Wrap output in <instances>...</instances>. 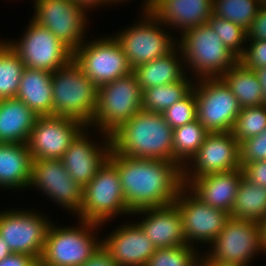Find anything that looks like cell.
Returning <instances> with one entry per match:
<instances>
[{
    "instance_id": "6da1fadb",
    "label": "cell",
    "mask_w": 266,
    "mask_h": 266,
    "mask_svg": "<svg viewBox=\"0 0 266 266\" xmlns=\"http://www.w3.org/2000/svg\"><path fill=\"white\" fill-rule=\"evenodd\" d=\"M117 169L122 191L131 212L174 203L183 184V168L173 161L109 154Z\"/></svg>"
},
{
    "instance_id": "7a4b0ae2",
    "label": "cell",
    "mask_w": 266,
    "mask_h": 266,
    "mask_svg": "<svg viewBox=\"0 0 266 266\" xmlns=\"http://www.w3.org/2000/svg\"><path fill=\"white\" fill-rule=\"evenodd\" d=\"M110 140L114 153L173 161V129L162 113L139 111L112 132Z\"/></svg>"
},
{
    "instance_id": "3957f363",
    "label": "cell",
    "mask_w": 266,
    "mask_h": 266,
    "mask_svg": "<svg viewBox=\"0 0 266 266\" xmlns=\"http://www.w3.org/2000/svg\"><path fill=\"white\" fill-rule=\"evenodd\" d=\"M181 34L177 47L184 66L187 70L190 67L196 79L220 78L238 62V57L224 46L208 24L189 28Z\"/></svg>"
},
{
    "instance_id": "277c9868",
    "label": "cell",
    "mask_w": 266,
    "mask_h": 266,
    "mask_svg": "<svg viewBox=\"0 0 266 266\" xmlns=\"http://www.w3.org/2000/svg\"><path fill=\"white\" fill-rule=\"evenodd\" d=\"M53 116L91 124L97 107V87L72 60L52 73Z\"/></svg>"
},
{
    "instance_id": "5b68a950",
    "label": "cell",
    "mask_w": 266,
    "mask_h": 266,
    "mask_svg": "<svg viewBox=\"0 0 266 266\" xmlns=\"http://www.w3.org/2000/svg\"><path fill=\"white\" fill-rule=\"evenodd\" d=\"M143 90L133 72L97 88V107L89 128L110 135L142 110Z\"/></svg>"
},
{
    "instance_id": "8992f818",
    "label": "cell",
    "mask_w": 266,
    "mask_h": 266,
    "mask_svg": "<svg viewBox=\"0 0 266 266\" xmlns=\"http://www.w3.org/2000/svg\"><path fill=\"white\" fill-rule=\"evenodd\" d=\"M75 228L51 223L39 261L49 266H81L102 244L96 232L101 224L80 220ZM82 224V225H81ZM94 234V235H93Z\"/></svg>"
},
{
    "instance_id": "52a82bcc",
    "label": "cell",
    "mask_w": 266,
    "mask_h": 266,
    "mask_svg": "<svg viewBox=\"0 0 266 266\" xmlns=\"http://www.w3.org/2000/svg\"><path fill=\"white\" fill-rule=\"evenodd\" d=\"M131 215L125 201L117 169L107 160L96 176L83 188L79 220L109 223L114 216Z\"/></svg>"
},
{
    "instance_id": "ba28073f",
    "label": "cell",
    "mask_w": 266,
    "mask_h": 266,
    "mask_svg": "<svg viewBox=\"0 0 266 266\" xmlns=\"http://www.w3.org/2000/svg\"><path fill=\"white\" fill-rule=\"evenodd\" d=\"M143 12L140 22L115 34L129 65L133 68L164 57L177 47L171 32L163 30L164 24L150 11Z\"/></svg>"
},
{
    "instance_id": "9c48e42d",
    "label": "cell",
    "mask_w": 266,
    "mask_h": 266,
    "mask_svg": "<svg viewBox=\"0 0 266 266\" xmlns=\"http://www.w3.org/2000/svg\"><path fill=\"white\" fill-rule=\"evenodd\" d=\"M103 37L85 41L73 52L74 62L83 73L96 85L104 84L132 72L128 59L119 42L113 37Z\"/></svg>"
},
{
    "instance_id": "30bf717a",
    "label": "cell",
    "mask_w": 266,
    "mask_h": 266,
    "mask_svg": "<svg viewBox=\"0 0 266 266\" xmlns=\"http://www.w3.org/2000/svg\"><path fill=\"white\" fill-rule=\"evenodd\" d=\"M194 81L197 120L209 133L231 132L241 109L235 95L220 78Z\"/></svg>"
},
{
    "instance_id": "8fae6325",
    "label": "cell",
    "mask_w": 266,
    "mask_h": 266,
    "mask_svg": "<svg viewBox=\"0 0 266 266\" xmlns=\"http://www.w3.org/2000/svg\"><path fill=\"white\" fill-rule=\"evenodd\" d=\"M20 41H7L26 68L55 72L73 60V51L47 28L29 21Z\"/></svg>"
},
{
    "instance_id": "7c38bea8",
    "label": "cell",
    "mask_w": 266,
    "mask_h": 266,
    "mask_svg": "<svg viewBox=\"0 0 266 266\" xmlns=\"http://www.w3.org/2000/svg\"><path fill=\"white\" fill-rule=\"evenodd\" d=\"M205 256L219 264L248 266L261 249L260 223L230 217ZM258 253V254H256Z\"/></svg>"
},
{
    "instance_id": "4fadbf2b",
    "label": "cell",
    "mask_w": 266,
    "mask_h": 266,
    "mask_svg": "<svg viewBox=\"0 0 266 266\" xmlns=\"http://www.w3.org/2000/svg\"><path fill=\"white\" fill-rule=\"evenodd\" d=\"M34 7L31 19L47 28L73 52L85 42L88 10L75 0H35Z\"/></svg>"
},
{
    "instance_id": "5bb4252c",
    "label": "cell",
    "mask_w": 266,
    "mask_h": 266,
    "mask_svg": "<svg viewBox=\"0 0 266 266\" xmlns=\"http://www.w3.org/2000/svg\"><path fill=\"white\" fill-rule=\"evenodd\" d=\"M44 216L28 209L0 212V236L12 253L27 254L39 261L52 223Z\"/></svg>"
},
{
    "instance_id": "9a60e30c",
    "label": "cell",
    "mask_w": 266,
    "mask_h": 266,
    "mask_svg": "<svg viewBox=\"0 0 266 266\" xmlns=\"http://www.w3.org/2000/svg\"><path fill=\"white\" fill-rule=\"evenodd\" d=\"M174 203L181 215L185 240L191 246H196V242L210 244L231 217L230 213L199 200L185 185Z\"/></svg>"
},
{
    "instance_id": "2e32d148",
    "label": "cell",
    "mask_w": 266,
    "mask_h": 266,
    "mask_svg": "<svg viewBox=\"0 0 266 266\" xmlns=\"http://www.w3.org/2000/svg\"><path fill=\"white\" fill-rule=\"evenodd\" d=\"M190 160L188 163L193 164L190 163V166L186 164L187 166L183 167L185 186L199 176L240 169L239 142L231 132L208 133L203 144ZM191 166L193 169L190 168Z\"/></svg>"
},
{
    "instance_id": "e0dca14e",
    "label": "cell",
    "mask_w": 266,
    "mask_h": 266,
    "mask_svg": "<svg viewBox=\"0 0 266 266\" xmlns=\"http://www.w3.org/2000/svg\"><path fill=\"white\" fill-rule=\"evenodd\" d=\"M80 120L60 116H39L26 143L32 160H61L75 137L85 128Z\"/></svg>"
},
{
    "instance_id": "ac0fdd59",
    "label": "cell",
    "mask_w": 266,
    "mask_h": 266,
    "mask_svg": "<svg viewBox=\"0 0 266 266\" xmlns=\"http://www.w3.org/2000/svg\"><path fill=\"white\" fill-rule=\"evenodd\" d=\"M36 187L52 201L60 204L75 215L80 212L83 200V187L68 174L62 160H32L31 179L28 187Z\"/></svg>"
},
{
    "instance_id": "d6986e66",
    "label": "cell",
    "mask_w": 266,
    "mask_h": 266,
    "mask_svg": "<svg viewBox=\"0 0 266 266\" xmlns=\"http://www.w3.org/2000/svg\"><path fill=\"white\" fill-rule=\"evenodd\" d=\"M88 128L75 137L61 159L70 177L83 188L96 176L111 152L110 135H105L103 146L100 142L98 145L88 138Z\"/></svg>"
},
{
    "instance_id": "ffe728a7",
    "label": "cell",
    "mask_w": 266,
    "mask_h": 266,
    "mask_svg": "<svg viewBox=\"0 0 266 266\" xmlns=\"http://www.w3.org/2000/svg\"><path fill=\"white\" fill-rule=\"evenodd\" d=\"M116 229L102 240V246L118 266H145L157 248L141 227L133 221Z\"/></svg>"
},
{
    "instance_id": "44dd1931",
    "label": "cell",
    "mask_w": 266,
    "mask_h": 266,
    "mask_svg": "<svg viewBox=\"0 0 266 266\" xmlns=\"http://www.w3.org/2000/svg\"><path fill=\"white\" fill-rule=\"evenodd\" d=\"M136 214L143 215V219L137 224L157 249L188 245L181 215L175 203L137 210L131 215Z\"/></svg>"
},
{
    "instance_id": "7402d4cb",
    "label": "cell",
    "mask_w": 266,
    "mask_h": 266,
    "mask_svg": "<svg viewBox=\"0 0 266 266\" xmlns=\"http://www.w3.org/2000/svg\"><path fill=\"white\" fill-rule=\"evenodd\" d=\"M243 177L241 168L211 173L191 180L186 187L202 202L231 213Z\"/></svg>"
},
{
    "instance_id": "603a6c76",
    "label": "cell",
    "mask_w": 266,
    "mask_h": 266,
    "mask_svg": "<svg viewBox=\"0 0 266 266\" xmlns=\"http://www.w3.org/2000/svg\"><path fill=\"white\" fill-rule=\"evenodd\" d=\"M149 11L171 29L182 33L207 24L213 14V0H154Z\"/></svg>"
},
{
    "instance_id": "cb8c5ba5",
    "label": "cell",
    "mask_w": 266,
    "mask_h": 266,
    "mask_svg": "<svg viewBox=\"0 0 266 266\" xmlns=\"http://www.w3.org/2000/svg\"><path fill=\"white\" fill-rule=\"evenodd\" d=\"M38 117L17 98L0 100V143L26 144Z\"/></svg>"
},
{
    "instance_id": "d4e9b609",
    "label": "cell",
    "mask_w": 266,
    "mask_h": 266,
    "mask_svg": "<svg viewBox=\"0 0 266 266\" xmlns=\"http://www.w3.org/2000/svg\"><path fill=\"white\" fill-rule=\"evenodd\" d=\"M52 73L24 68L16 98L38 116H53Z\"/></svg>"
},
{
    "instance_id": "484cf974",
    "label": "cell",
    "mask_w": 266,
    "mask_h": 266,
    "mask_svg": "<svg viewBox=\"0 0 266 266\" xmlns=\"http://www.w3.org/2000/svg\"><path fill=\"white\" fill-rule=\"evenodd\" d=\"M32 157L26 144L0 143V187L28 188Z\"/></svg>"
},
{
    "instance_id": "4316f807",
    "label": "cell",
    "mask_w": 266,
    "mask_h": 266,
    "mask_svg": "<svg viewBox=\"0 0 266 266\" xmlns=\"http://www.w3.org/2000/svg\"><path fill=\"white\" fill-rule=\"evenodd\" d=\"M180 58H182L181 51L176 47L168 55L141 64L133 68L132 72L143 91L149 87L170 84L182 80L187 75L184 62Z\"/></svg>"
},
{
    "instance_id": "83f0119b",
    "label": "cell",
    "mask_w": 266,
    "mask_h": 266,
    "mask_svg": "<svg viewBox=\"0 0 266 266\" xmlns=\"http://www.w3.org/2000/svg\"><path fill=\"white\" fill-rule=\"evenodd\" d=\"M220 79L235 95L240 108L265 105L262 87L256 72L244 67L239 61Z\"/></svg>"
},
{
    "instance_id": "f1b7e54d",
    "label": "cell",
    "mask_w": 266,
    "mask_h": 266,
    "mask_svg": "<svg viewBox=\"0 0 266 266\" xmlns=\"http://www.w3.org/2000/svg\"><path fill=\"white\" fill-rule=\"evenodd\" d=\"M230 216L257 222L266 218V188L241 179Z\"/></svg>"
},
{
    "instance_id": "f546056e",
    "label": "cell",
    "mask_w": 266,
    "mask_h": 266,
    "mask_svg": "<svg viewBox=\"0 0 266 266\" xmlns=\"http://www.w3.org/2000/svg\"><path fill=\"white\" fill-rule=\"evenodd\" d=\"M192 81L185 76L180 81L149 87L143 91L142 110L163 113L192 90L194 80Z\"/></svg>"
},
{
    "instance_id": "4dcf8cb0",
    "label": "cell",
    "mask_w": 266,
    "mask_h": 266,
    "mask_svg": "<svg viewBox=\"0 0 266 266\" xmlns=\"http://www.w3.org/2000/svg\"><path fill=\"white\" fill-rule=\"evenodd\" d=\"M208 133L198 120L173 129V162L186 166Z\"/></svg>"
},
{
    "instance_id": "1f68e13d",
    "label": "cell",
    "mask_w": 266,
    "mask_h": 266,
    "mask_svg": "<svg viewBox=\"0 0 266 266\" xmlns=\"http://www.w3.org/2000/svg\"><path fill=\"white\" fill-rule=\"evenodd\" d=\"M24 63L6 41H0V100L16 98Z\"/></svg>"
},
{
    "instance_id": "d6a6232c",
    "label": "cell",
    "mask_w": 266,
    "mask_h": 266,
    "mask_svg": "<svg viewBox=\"0 0 266 266\" xmlns=\"http://www.w3.org/2000/svg\"><path fill=\"white\" fill-rule=\"evenodd\" d=\"M265 0H213V15L230 20L246 31Z\"/></svg>"
},
{
    "instance_id": "836d02e7",
    "label": "cell",
    "mask_w": 266,
    "mask_h": 266,
    "mask_svg": "<svg viewBox=\"0 0 266 266\" xmlns=\"http://www.w3.org/2000/svg\"><path fill=\"white\" fill-rule=\"evenodd\" d=\"M265 129L266 105H261L241 108L231 133L240 143L247 138L260 135Z\"/></svg>"
},
{
    "instance_id": "e575fe53",
    "label": "cell",
    "mask_w": 266,
    "mask_h": 266,
    "mask_svg": "<svg viewBox=\"0 0 266 266\" xmlns=\"http://www.w3.org/2000/svg\"><path fill=\"white\" fill-rule=\"evenodd\" d=\"M198 251L191 245L158 248L145 266H197Z\"/></svg>"
},
{
    "instance_id": "d590c367",
    "label": "cell",
    "mask_w": 266,
    "mask_h": 266,
    "mask_svg": "<svg viewBox=\"0 0 266 266\" xmlns=\"http://www.w3.org/2000/svg\"><path fill=\"white\" fill-rule=\"evenodd\" d=\"M207 24L217 33L224 46L238 58L243 54L247 40V31L245 29L230 20L221 19L213 14Z\"/></svg>"
},
{
    "instance_id": "8d00e7d4",
    "label": "cell",
    "mask_w": 266,
    "mask_h": 266,
    "mask_svg": "<svg viewBox=\"0 0 266 266\" xmlns=\"http://www.w3.org/2000/svg\"><path fill=\"white\" fill-rule=\"evenodd\" d=\"M162 114L172 129L197 120L195 91L192 89L184 98L175 102Z\"/></svg>"
},
{
    "instance_id": "74e56055",
    "label": "cell",
    "mask_w": 266,
    "mask_h": 266,
    "mask_svg": "<svg viewBox=\"0 0 266 266\" xmlns=\"http://www.w3.org/2000/svg\"><path fill=\"white\" fill-rule=\"evenodd\" d=\"M240 164L266 160V129L258 136L239 143Z\"/></svg>"
},
{
    "instance_id": "f35d334b",
    "label": "cell",
    "mask_w": 266,
    "mask_h": 266,
    "mask_svg": "<svg viewBox=\"0 0 266 266\" xmlns=\"http://www.w3.org/2000/svg\"><path fill=\"white\" fill-rule=\"evenodd\" d=\"M246 45L238 61L251 70L266 68V41L246 40Z\"/></svg>"
},
{
    "instance_id": "ab89813d",
    "label": "cell",
    "mask_w": 266,
    "mask_h": 266,
    "mask_svg": "<svg viewBox=\"0 0 266 266\" xmlns=\"http://www.w3.org/2000/svg\"><path fill=\"white\" fill-rule=\"evenodd\" d=\"M241 169L245 179L266 188V160L244 164Z\"/></svg>"
},
{
    "instance_id": "60d3db41",
    "label": "cell",
    "mask_w": 266,
    "mask_h": 266,
    "mask_svg": "<svg viewBox=\"0 0 266 266\" xmlns=\"http://www.w3.org/2000/svg\"><path fill=\"white\" fill-rule=\"evenodd\" d=\"M247 40L266 41V1L260 7L256 17L252 20L247 30Z\"/></svg>"
},
{
    "instance_id": "b9f144b4",
    "label": "cell",
    "mask_w": 266,
    "mask_h": 266,
    "mask_svg": "<svg viewBox=\"0 0 266 266\" xmlns=\"http://www.w3.org/2000/svg\"><path fill=\"white\" fill-rule=\"evenodd\" d=\"M81 266H118L108 251L100 245V247L92 254V256Z\"/></svg>"
},
{
    "instance_id": "7bdbcfd3",
    "label": "cell",
    "mask_w": 266,
    "mask_h": 266,
    "mask_svg": "<svg viewBox=\"0 0 266 266\" xmlns=\"http://www.w3.org/2000/svg\"><path fill=\"white\" fill-rule=\"evenodd\" d=\"M38 260L27 254L11 253L0 261V266H36Z\"/></svg>"
},
{
    "instance_id": "ee69618b",
    "label": "cell",
    "mask_w": 266,
    "mask_h": 266,
    "mask_svg": "<svg viewBox=\"0 0 266 266\" xmlns=\"http://www.w3.org/2000/svg\"><path fill=\"white\" fill-rule=\"evenodd\" d=\"M80 6L90 11L94 7L105 5V4H113L112 0H75Z\"/></svg>"
},
{
    "instance_id": "f6af8a7d",
    "label": "cell",
    "mask_w": 266,
    "mask_h": 266,
    "mask_svg": "<svg viewBox=\"0 0 266 266\" xmlns=\"http://www.w3.org/2000/svg\"><path fill=\"white\" fill-rule=\"evenodd\" d=\"M258 76L263 91L264 104L266 105V68L254 70Z\"/></svg>"
},
{
    "instance_id": "bcb514c9",
    "label": "cell",
    "mask_w": 266,
    "mask_h": 266,
    "mask_svg": "<svg viewBox=\"0 0 266 266\" xmlns=\"http://www.w3.org/2000/svg\"><path fill=\"white\" fill-rule=\"evenodd\" d=\"M197 266H242L238 264H219L211 259H208L205 255L199 257Z\"/></svg>"
},
{
    "instance_id": "7dc6e473",
    "label": "cell",
    "mask_w": 266,
    "mask_h": 266,
    "mask_svg": "<svg viewBox=\"0 0 266 266\" xmlns=\"http://www.w3.org/2000/svg\"><path fill=\"white\" fill-rule=\"evenodd\" d=\"M259 223L261 229V249L262 253L264 252L266 254V218Z\"/></svg>"
},
{
    "instance_id": "c3c4849f",
    "label": "cell",
    "mask_w": 266,
    "mask_h": 266,
    "mask_svg": "<svg viewBox=\"0 0 266 266\" xmlns=\"http://www.w3.org/2000/svg\"><path fill=\"white\" fill-rule=\"evenodd\" d=\"M12 252L10 251L6 242L3 241V238L0 236V261L9 256Z\"/></svg>"
},
{
    "instance_id": "681fc988",
    "label": "cell",
    "mask_w": 266,
    "mask_h": 266,
    "mask_svg": "<svg viewBox=\"0 0 266 266\" xmlns=\"http://www.w3.org/2000/svg\"><path fill=\"white\" fill-rule=\"evenodd\" d=\"M125 2L126 0H112V2L114 4L118 3V2ZM154 0H144V7H142L143 11H149V9L151 8L152 4H153Z\"/></svg>"
},
{
    "instance_id": "f907efd6",
    "label": "cell",
    "mask_w": 266,
    "mask_h": 266,
    "mask_svg": "<svg viewBox=\"0 0 266 266\" xmlns=\"http://www.w3.org/2000/svg\"><path fill=\"white\" fill-rule=\"evenodd\" d=\"M36 266H49V265H47V264H43V263H41L40 261H38Z\"/></svg>"
}]
</instances>
